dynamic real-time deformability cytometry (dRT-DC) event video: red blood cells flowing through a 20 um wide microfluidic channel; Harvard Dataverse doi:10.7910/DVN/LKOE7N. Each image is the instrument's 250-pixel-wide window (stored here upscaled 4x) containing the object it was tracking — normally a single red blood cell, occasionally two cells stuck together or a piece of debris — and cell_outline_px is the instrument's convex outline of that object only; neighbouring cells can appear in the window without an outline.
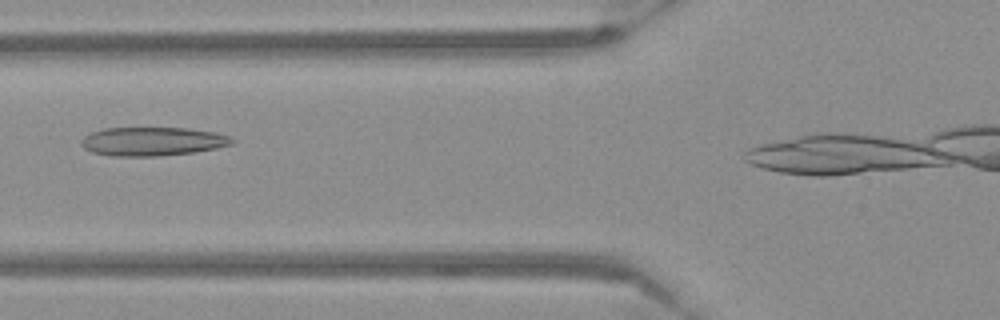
{"species": "Egyptian fruit bat (a non-hibernating species)", "species_latin": "Rousettus aegyptiacus", "temperature_condition": "warm", "stored_images_in_passage": 35, "camera_frame_rate_fps": 3000, "um_per_image_px": 0.085, "frame": {"image": 1, "passage_image": 10, "time_ms": 3.0, "image_size_px": [1000, 320], "cell_outline_px": [[236, 140], [232, 144], [216, 148], [192, 152], [156, 156], [112, 156], [92, 152], [84, 148], [80, 144], [80, 140], [84, 136], [92, 132], [104, 128], [188, 128], [216, 132], [228, 136]], "centroid_in_image_um": [12.94, 12.01], "position_along_channel_um": 112.9, "area_um2": 25.2}}
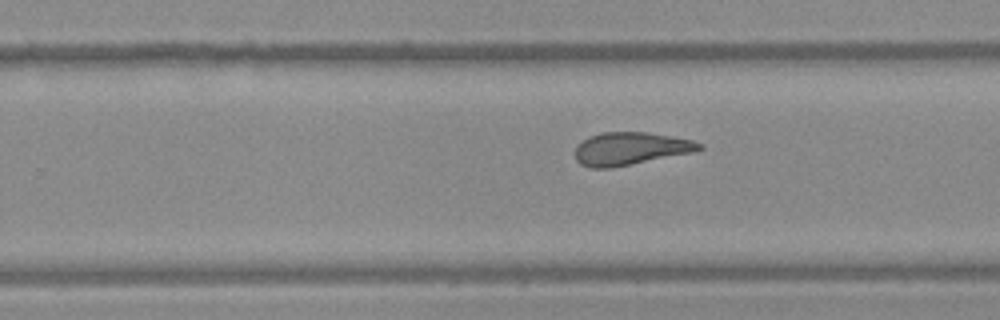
{"frame": {"image": 2, "passage_image": 23, "time_ms": 7.333, "image_size_px": [1000, 320], "cell_outline_px": [[704, 148], [692, 152], [612, 168], [592, 168], [580, 164], [576, 160], [576, 148], [588, 136], [600, 132], [648, 132], [692, 140], [704, 144]], "centroid_in_image_um": [53.59, 12.63], "position_along_channel_um": 276.2, "area_um2": 23.58}}
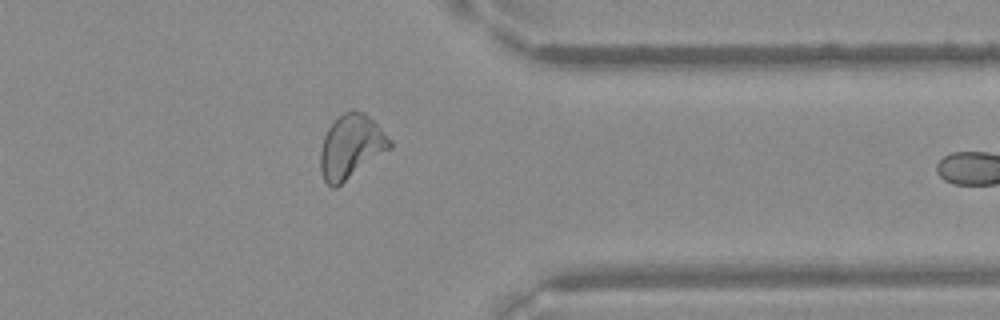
{"frame": {"image": 3, "passage_image": 32, "time_ms": 10.333, "image_size_px": [1000, 320], "cell_outline_px": [[392, 148], [336, 188], [332, 188], [324, 180], [320, 168], [320, 152], [324, 136], [328, 128], [344, 112], [352, 108], [364, 112], [392, 140]], "centroid_in_image_um": [29.85, 12.47], "position_along_channel_um": 381.6, "area_um2": 25.84}}